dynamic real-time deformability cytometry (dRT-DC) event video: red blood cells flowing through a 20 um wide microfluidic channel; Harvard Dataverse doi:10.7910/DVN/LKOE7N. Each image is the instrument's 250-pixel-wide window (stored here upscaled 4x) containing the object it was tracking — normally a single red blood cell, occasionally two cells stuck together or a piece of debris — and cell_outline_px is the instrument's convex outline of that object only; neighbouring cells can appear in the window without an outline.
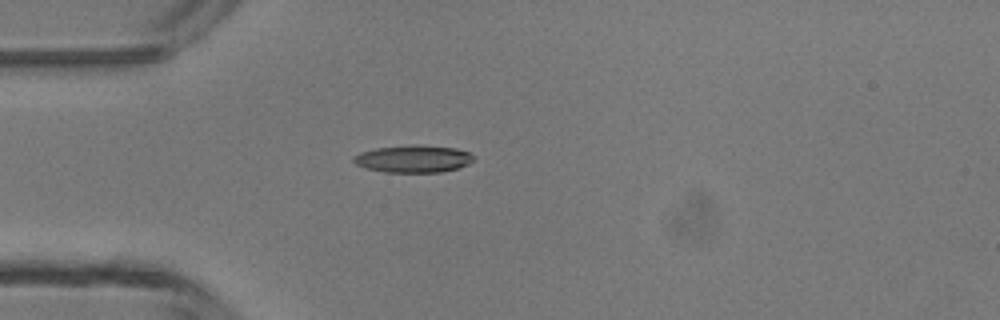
{"species": "common noctule bat (a hibernating species)", "species_latin": "Nyctalus noctula", "temperature_condition": "room temperature", "stored_images_in_passage": 3, "camera_frame_rate_fps": 3000, "um_per_image_px": 0.085, "animal": {"sex": "male", "body_mass_g": 13.3}, "frame": {"image": 1, "passage_image": 3, "time_ms": 2.333, "image_size_px": [1000, 320], "cell_outline_px": [[476, 156], [468, 164], [456, 168], [440, 172], [384, 172], [368, 168], [356, 164], [352, 160], [360, 152], [376, 148], [416, 144], [456, 148], [468, 152]], "centroid_in_image_um": [35.15, 13.49], "position_along_channel_um": 49.8, "area_um2": 18.96}}